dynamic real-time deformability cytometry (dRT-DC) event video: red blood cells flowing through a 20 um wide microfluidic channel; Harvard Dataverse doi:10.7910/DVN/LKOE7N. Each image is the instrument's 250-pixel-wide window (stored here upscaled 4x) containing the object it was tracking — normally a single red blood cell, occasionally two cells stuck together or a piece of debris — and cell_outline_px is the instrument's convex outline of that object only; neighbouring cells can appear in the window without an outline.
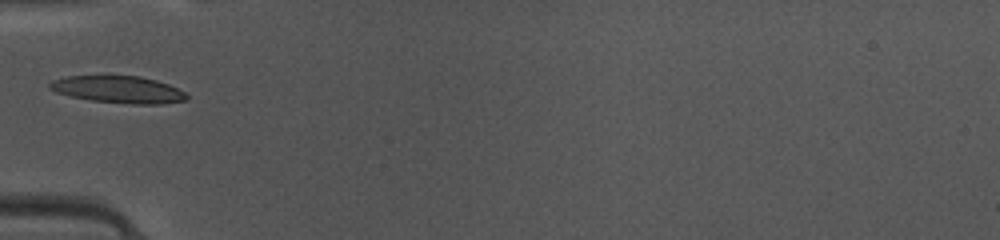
{"species": "common noctule bat (a hibernating species)", "species_latin": "Nyctalus noctula", "temperature_condition": "warm", "stored_images_in_passage": 33, "camera_frame_rate_fps": 3000, "um_per_image_px": 0.085, "animal": {"sex": "female", "body_mass_g": 10.0, "forearm_length_mm": 53.1}, "frame": {"image": 1, "passage_image": 1, "time_ms": 0.0, "image_size_px": [1000, 240], "cell_outline_px": [[188, 100], [160, 104], [136, 104], [92, 100], [72, 96], [56, 92], [48, 88], [48, 84], [52, 80], [68, 76], [140, 76], [156, 80], [168, 84], [184, 92], [188, 96]], "centroid_in_image_um": [10.07, 7.6], "position_along_channel_um": 74.9, "area_um2": 21.39}}
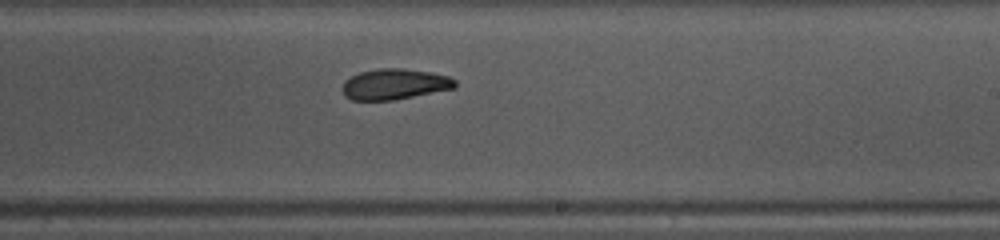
{"frame": {"image": 2, "passage_image": 14, "time_ms": 4.333, "image_size_px": [1000, 240], "cell_outline_px": [[456, 88], [392, 100], [352, 100], [344, 96], [344, 80], [360, 72], [380, 68], [404, 68], [432, 72], [448, 76], [456, 80]], "centroid_in_image_um": [33.57, 7.15], "position_along_channel_um": 255.4, "area_um2": 20.11}}
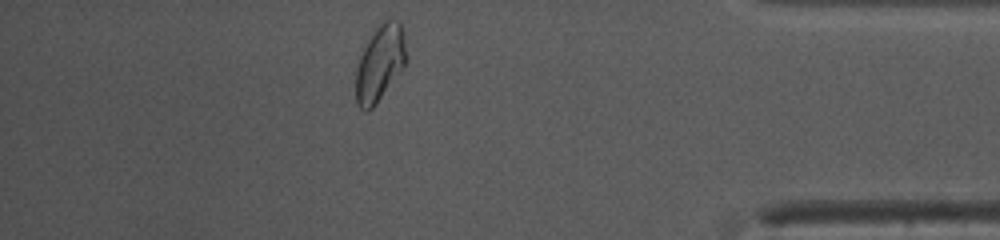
{"frame": {"image": 3, "passage_image": 27, "time_ms": 8.667, "image_size_px": [1000, 240], "cell_outline_px": [[404, 68], [372, 108], [368, 112], [364, 112], [356, 104], [356, 68], [360, 56], [372, 28], [380, 20], [400, 20], [404, 32]], "centroid_in_image_um": [32.26, 5.33], "position_along_channel_um": 402.9, "area_um2": 22.54}, "authors_computed_cell_mechanics": {"area_um2": 21.097, "velocity_mm_per_s": 4.1428, "shape_relaxation_time_tau1_ms": 4.7055, "shape_relaxation_time_tau2_ms": 3.0948, "deformation_change_tau1": 0.1408, "deformation_change_tau2": 0.0891}}